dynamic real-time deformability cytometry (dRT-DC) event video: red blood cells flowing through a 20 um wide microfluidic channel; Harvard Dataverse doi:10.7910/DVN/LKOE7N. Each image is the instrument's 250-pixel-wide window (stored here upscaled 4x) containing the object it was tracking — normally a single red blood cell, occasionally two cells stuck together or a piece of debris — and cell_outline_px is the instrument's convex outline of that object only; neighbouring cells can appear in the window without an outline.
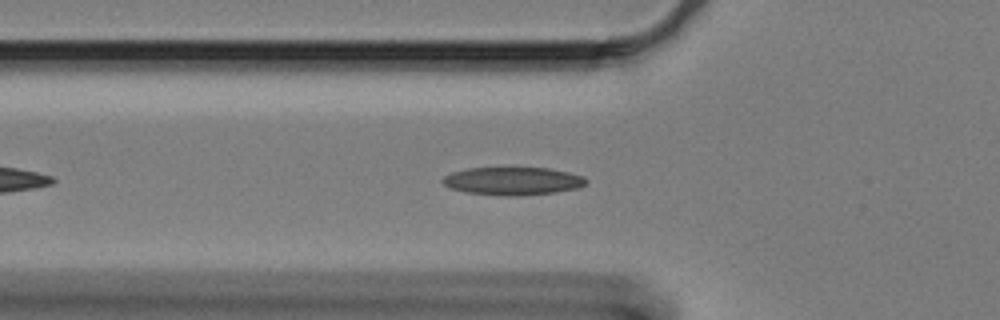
{"species": "Egyptian fruit bat (a non-hibernating species)", "species_latin": "Rousettus aegyptiacus", "temperature_condition": "cold", "stored_images_in_passage": 25, "camera_frame_rate_fps": 3000, "um_per_image_px": 0.085, "animal": {"sex": "female"}, "frame": {"image": 1, "passage_image": 9, "time_ms": 2.667, "image_size_px": [1000, 320], "cell_outline_px": [[588, 180], [580, 188], [556, 192], [520, 196], [504, 196], [464, 192], [448, 188], [440, 180], [444, 176], [452, 172], [468, 168], [548, 168], [568, 172], [584, 176]], "centroid_in_image_um": [43.57, 15.4], "position_along_channel_um": 82.2, "area_um2": 23.58}}
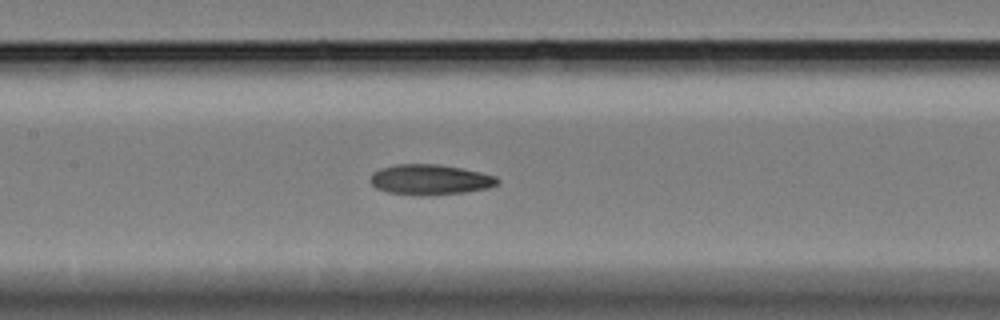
{"frame": {"image": 2, "passage_image": 17, "time_ms": 5.333, "image_size_px": [1000, 320], "cell_outline_px": [[500, 180], [496, 184], [488, 188], [464, 192], [428, 196], [420, 196], [388, 192], [376, 188], [368, 180], [372, 172], [380, 168], [396, 164], [436, 164], [460, 168], [480, 172], [496, 176]], "centroid_in_image_um": [36.51, 15.27], "position_along_channel_um": 170.9, "area_um2": 22.6}}
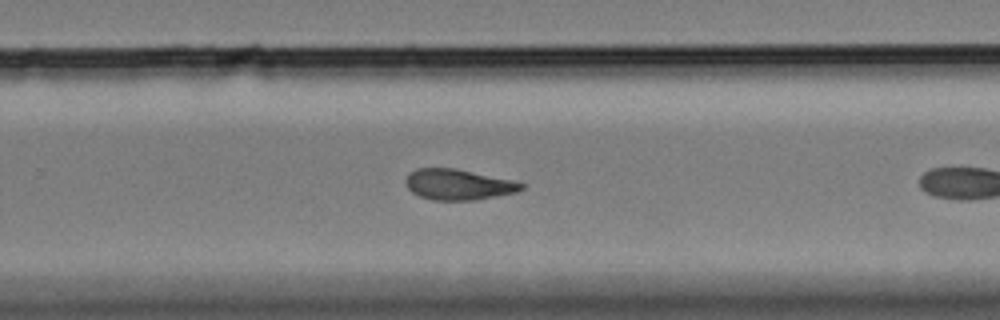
{"frame": {"image": 3, "passage_image": 24, "time_ms": 7.667, "image_size_px": [1000, 320], "cell_outline_px": [[524, 188], [516, 192], [476, 200], [432, 200], [420, 196], [412, 192], [408, 188], [404, 180], [408, 172], [416, 168], [456, 168], [512, 180], [524, 184]], "centroid_in_image_um": [38.91, 15.68], "position_along_channel_um": 290.9, "area_um2": 20.75}}